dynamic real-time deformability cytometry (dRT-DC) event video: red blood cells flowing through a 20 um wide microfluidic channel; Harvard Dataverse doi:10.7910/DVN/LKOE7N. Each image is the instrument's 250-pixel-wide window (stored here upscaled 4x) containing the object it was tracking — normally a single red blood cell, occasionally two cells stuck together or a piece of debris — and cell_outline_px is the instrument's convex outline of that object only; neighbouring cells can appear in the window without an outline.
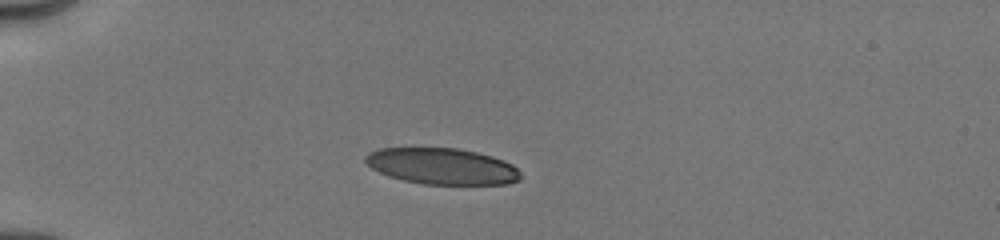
{"species": "human", "species_latin": "Homo sapiens", "temperature_condition": "cold", "stored_images_in_passage": 17, "camera_frame_rate_fps": 3000, "um_per_image_px": 0.085, "donor": {"sex": "male"}, "frame": {"image": 1, "passage_image": 9, "time_ms": 3.333, "image_size_px": [1000, 240], "cell_outline_px": [[520, 180], [508, 184], [424, 184], [404, 180], [388, 176], [372, 168], [364, 160], [364, 156], [368, 152], [380, 148], [456, 148], [476, 152], [492, 156], [504, 160], [512, 164], [520, 172]], "centroid_in_image_um": [37.57, 14.13], "position_along_channel_um": 47.4, "area_um2": 32.71}}
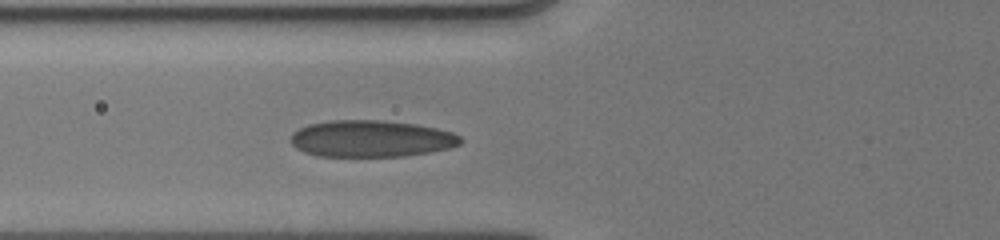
{"frame": {"image": 2, "passage_image": 14, "time_ms": 5.333, "image_size_px": [1000, 240], "cell_outline_px": [[464, 140], [460, 144], [448, 148], [428, 152], [404, 156], [316, 156], [304, 152], [296, 148], [288, 140], [292, 132], [308, 124], [328, 120], [380, 120], [416, 124], [436, 128], [452, 132], [460, 136]], "centroid_in_image_um": [31.51, 11.78], "position_along_channel_um": 94.3, "area_um2": 36.53}}
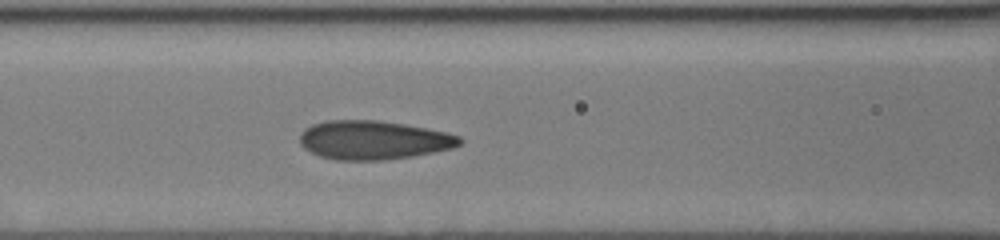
{"frame": {"image": 3, "passage_image": 17, "time_ms": 6.333, "image_size_px": [1000, 240], "cell_outline_px": [[464, 140], [460, 144], [452, 148], [412, 156], [384, 160], [336, 160], [320, 156], [304, 148], [300, 144], [300, 132], [304, 128], [312, 124], [328, 120], [376, 120], [404, 124], [448, 132], [460, 136]], "centroid_in_image_um": [31.73, 11.9], "position_along_channel_um": 134.9, "area_um2": 36.24}}